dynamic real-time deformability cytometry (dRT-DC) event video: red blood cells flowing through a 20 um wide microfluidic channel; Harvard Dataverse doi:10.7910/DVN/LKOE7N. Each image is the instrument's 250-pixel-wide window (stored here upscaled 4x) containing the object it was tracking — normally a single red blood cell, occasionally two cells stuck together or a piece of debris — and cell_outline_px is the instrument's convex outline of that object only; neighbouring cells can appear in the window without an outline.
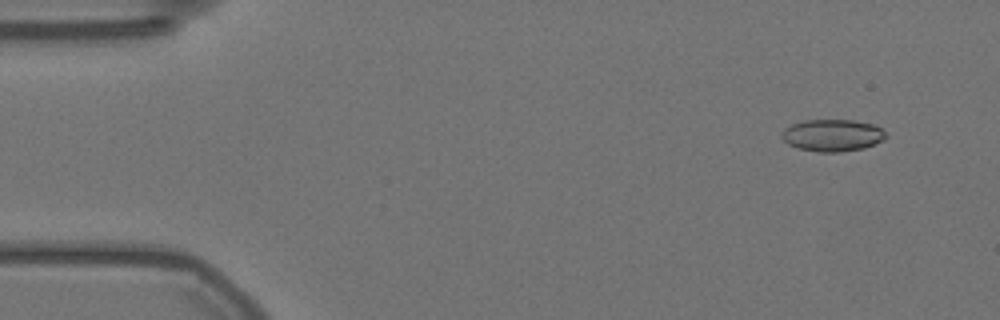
{"species": "Egyptian fruit bat (a non-hibernating species)", "species_latin": "Rousettus aegyptiacus", "temperature_condition": "warm", "stored_images_in_passage": 32, "camera_frame_rate_fps": 3000, "um_per_image_px": 0.085, "animal": {"sex": "female"}, "frame": {"image": 1, "passage_image": 5, "time_ms": 1.333, "image_size_px": [1000, 320], "cell_outline_px": [[888, 136], [884, 140], [864, 148], [840, 152], [820, 152], [796, 148], [788, 144], [780, 136], [780, 132], [784, 128], [792, 124], [804, 120], [852, 120], [872, 124], [880, 128]], "centroid_in_image_um": [70.73, 11.5], "position_along_channel_um": 14.3, "area_um2": 19.54}}
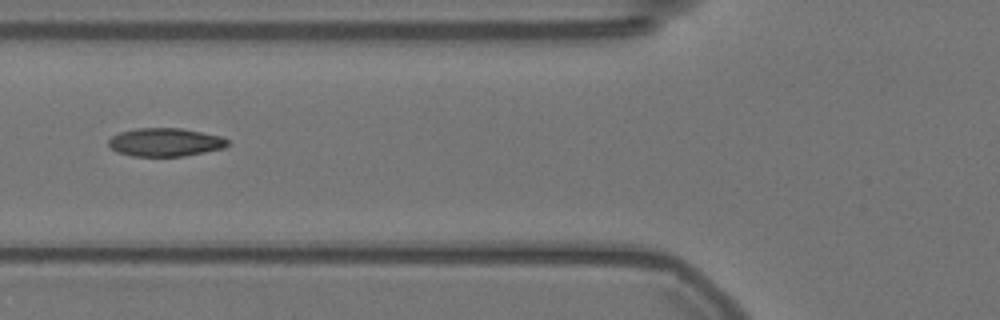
{"frame": {"image": 2, "passage_image": 22, "time_ms": 7.0, "image_size_px": [1000, 320], "cell_outline_px": [[228, 144], [224, 148], [184, 156], [132, 156], [116, 152], [108, 144], [108, 140], [112, 136], [120, 132], [136, 128], [180, 128], [220, 136], [228, 140]], "centroid_in_image_um": [14.01, 12.09], "position_along_channel_um": 111.8, "area_um2": 19.54}}
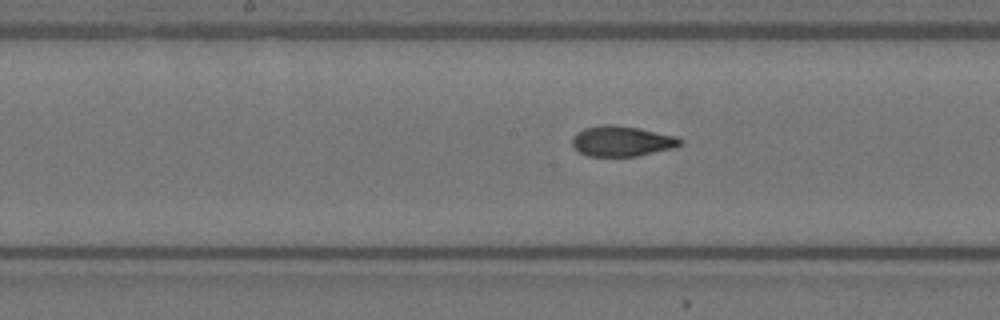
{"frame": {"image": 3, "passage_image": 29, "time_ms": 9.333, "image_size_px": [1000, 320], "cell_outline_px": [[684, 144], [676, 148], [636, 156], [588, 156], [580, 152], [572, 144], [572, 136], [576, 132], [584, 128], [600, 124], [616, 124], [640, 128], [676, 136], [684, 140]], "centroid_in_image_um": [52.89, 11.98], "position_along_channel_um": 195.3, "area_um2": 19.48}}